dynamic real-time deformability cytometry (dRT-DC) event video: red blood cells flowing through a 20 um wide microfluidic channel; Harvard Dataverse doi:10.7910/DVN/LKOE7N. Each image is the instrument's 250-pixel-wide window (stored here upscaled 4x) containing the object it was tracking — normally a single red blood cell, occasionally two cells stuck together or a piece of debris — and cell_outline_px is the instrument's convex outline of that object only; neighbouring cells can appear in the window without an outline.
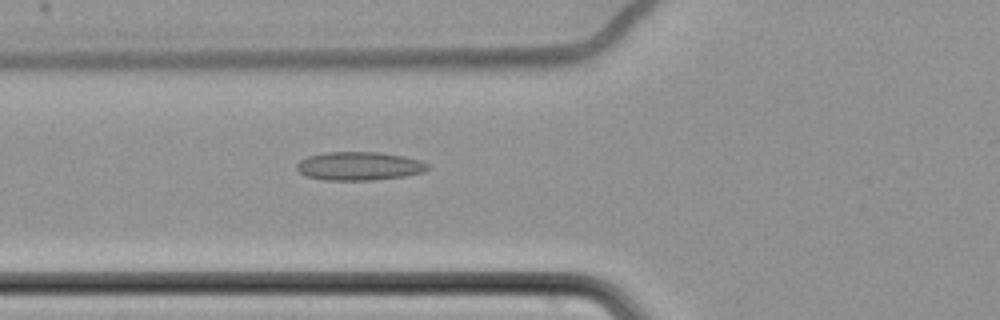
{"species": "common noctule bat (a hibernating species)", "species_latin": "Nyctalus noctula", "temperature_condition": "cold", "stored_images_in_passage": 62, "camera_frame_rate_fps": 3000, "um_per_image_px": 0.085, "animal": {"sex": "female", "body_mass_g": 22.7, "forearm_length_mm": 54.2}, "frame": {"image": 1, "passage_image": 25, "time_ms": 8.0, "image_size_px": [1000, 320], "cell_outline_px": [[428, 168], [424, 172], [404, 176], [372, 180], [324, 180], [308, 176], [300, 172], [296, 168], [296, 164], [300, 160], [308, 156], [324, 152], [380, 152], [404, 156], [420, 160], [428, 164]], "centroid_in_image_um": [30.53, 14.11], "position_along_channel_um": 95.3, "area_um2": 21.73}}
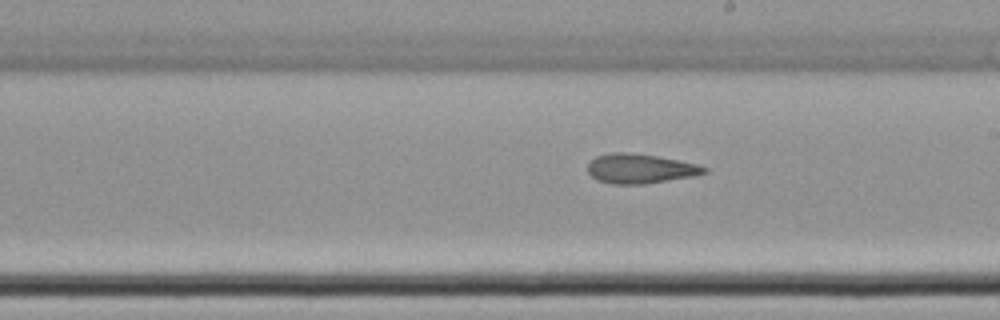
{"frame": {"image": 2, "passage_image": 37, "time_ms": 12.0, "image_size_px": [1000, 320], "cell_outline_px": [[708, 172], [696, 176], [644, 184], [612, 184], [596, 180], [588, 172], [588, 160], [596, 156], [608, 152], [628, 152], [656, 156], [696, 164], [708, 168]], "centroid_in_image_um": [54.38, 14.33], "position_along_channel_um": 234.6, "area_um2": 20.23}}
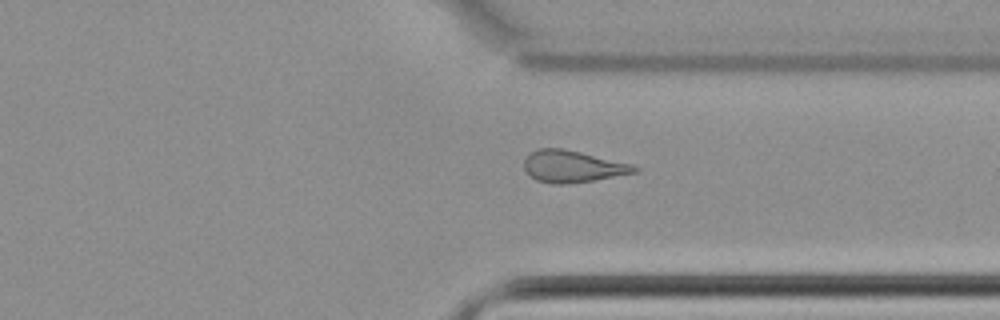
{"frame": {"image": 3, "passage_image": 48, "time_ms": 15.667, "image_size_px": [1000, 320], "cell_outline_px": [[640, 172], [568, 184], [552, 184], [536, 180], [524, 168], [524, 160], [532, 152], [540, 148], [564, 148], [632, 164], [640, 168]], "centroid_in_image_um": [48.71, 14.15], "position_along_channel_um": 362.7, "area_um2": 20.4}, "authors_computed_cell_mechanics": {"area_um2": 21.7328, "velocity_mm_per_s": 3.4785, "shape_relaxation_time_tau1_ms": null, "shape_relaxation_time_tau2_ms": 6.719, "deformation_change_tau1": null, "deformation_change_tau2": 0.1569}}